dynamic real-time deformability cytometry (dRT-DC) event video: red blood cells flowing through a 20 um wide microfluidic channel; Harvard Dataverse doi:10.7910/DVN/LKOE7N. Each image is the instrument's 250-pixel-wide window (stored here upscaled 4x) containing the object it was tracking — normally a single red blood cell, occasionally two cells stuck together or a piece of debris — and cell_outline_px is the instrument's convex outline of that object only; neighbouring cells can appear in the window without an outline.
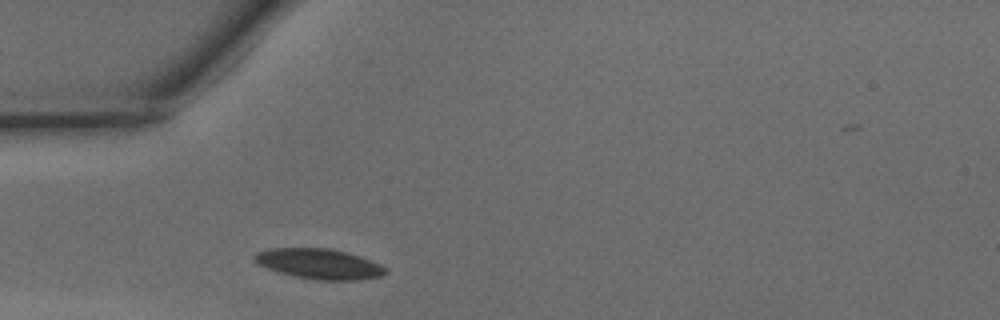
{"species": "common noctule bat (a hibernating species)", "species_latin": "Nyctalus noctula", "temperature_condition": "warm", "stored_images_in_passage": 24, "camera_frame_rate_fps": 3000, "um_per_image_px": 0.085, "animal": {"sex": "male", "body_mass_g": 15.6}, "frame": {"image": 1, "passage_image": 1, "time_ms": 0.0, "image_size_px": [1000, 320], "cell_outline_px": [[388, 272], [380, 276], [356, 280], [316, 280], [292, 276], [256, 264], [252, 260], [252, 256], [256, 252], [272, 248], [332, 248], [348, 252], [360, 256], [380, 264], [388, 268]], "centroid_in_image_um": [27.11, 22.42], "position_along_channel_um": 57.9, "area_um2": 23.35}}
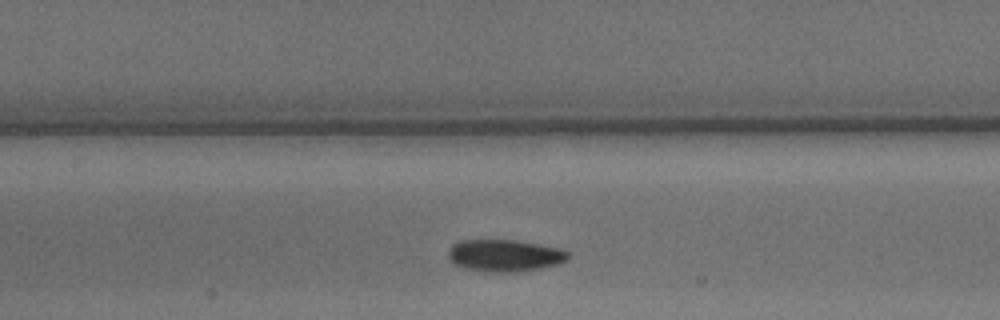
{"frame": {"image": 2, "passage_image": 9, "time_ms": 2.667, "image_size_px": [1000, 320], "cell_outline_px": [[568, 256], [564, 260], [556, 264], [540, 268], [508, 272], [496, 272], [464, 268], [456, 264], [448, 256], [448, 252], [452, 244], [464, 240], [512, 240], [560, 248], [568, 252]], "centroid_in_image_um": [42.87, 21.71], "position_along_channel_um": 164.5, "area_um2": 21.73}}
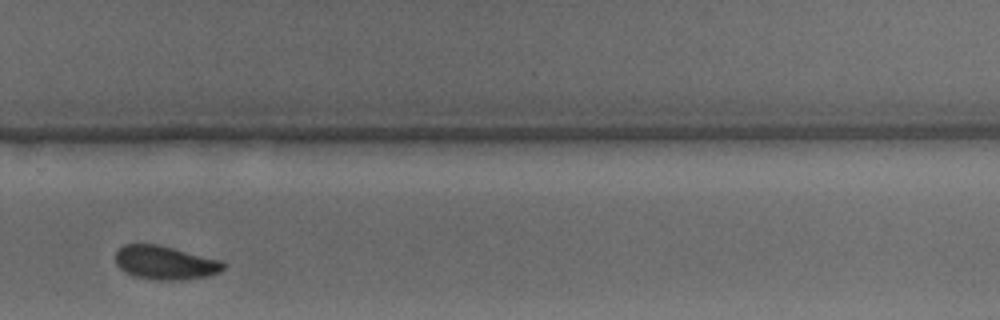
{"frame": {"image": 3, "passage_image": 20, "time_ms": 6.333, "image_size_px": [1000, 320], "cell_outline_px": [[224, 268], [220, 272], [208, 276], [180, 280], [152, 280], [132, 276], [120, 268], [116, 264], [116, 252], [124, 244], [160, 244], [224, 260]], "centroid_in_image_um": [14.07, 22.32], "position_along_channel_um": 315.7, "area_um2": 21.56}, "authors_computed_cell_mechanics": {"area_um2": 21.8484, "velocity_mm_per_s": 4.135, "shape_relaxation_time_tau1_ms": 3.9922, "shape_relaxation_time_tau2_ms": 3.758, "deformation_change_tau1": 0.1198, "deformation_change_tau2": 0.0851}}